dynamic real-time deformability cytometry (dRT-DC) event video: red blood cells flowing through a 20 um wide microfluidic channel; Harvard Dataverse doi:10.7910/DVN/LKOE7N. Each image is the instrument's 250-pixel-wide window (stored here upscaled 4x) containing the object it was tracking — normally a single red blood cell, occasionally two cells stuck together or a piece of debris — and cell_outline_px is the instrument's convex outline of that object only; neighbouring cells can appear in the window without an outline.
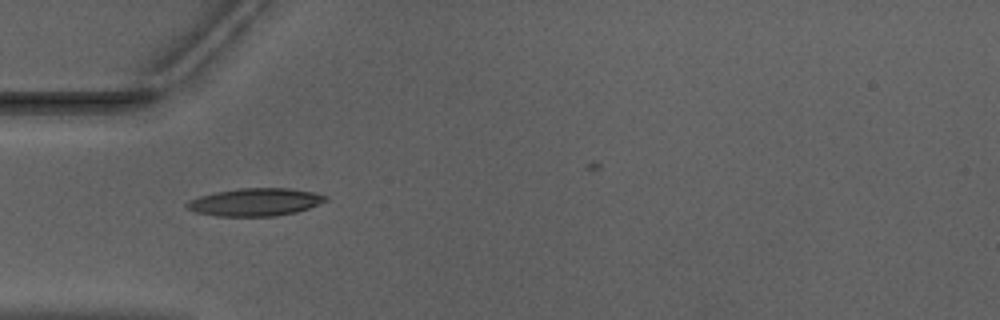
{"species": "Egyptian fruit bat (a non-hibernating species)", "species_latin": "Rousettus aegyptiacus", "temperature_condition": "warm", "stored_images_in_passage": 44, "camera_frame_rate_fps": 3000, "um_per_image_px": 0.085, "animal": {"sex": "male"}, "frame": {"image": 1, "passage_image": 15, "time_ms": 4.667, "image_size_px": [1000, 320], "cell_outline_px": [[328, 200], [308, 208], [296, 212], [272, 216], [216, 216], [196, 212], [184, 208], [184, 204], [188, 200], [200, 196], [216, 192], [240, 188], [288, 188], [312, 192], [328, 196]], "centroid_in_image_um": [21.65, 17.18], "position_along_channel_um": 63.3, "area_um2": 22.37}}
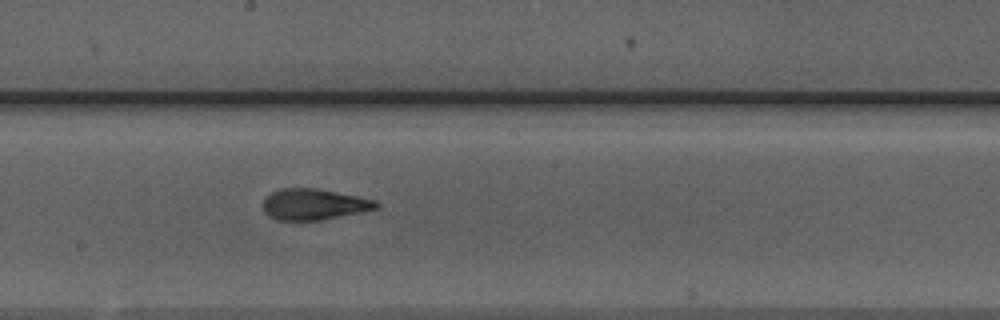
{"frame": {"image": 2, "passage_image": 27, "time_ms": 8.667, "image_size_px": [1000, 320], "cell_outline_px": [[380, 204], [376, 208], [360, 212], [320, 220], [276, 220], [268, 216], [264, 212], [264, 200], [272, 192], [280, 188], [316, 188], [376, 200]], "centroid_in_image_um": [26.66, 17.37], "position_along_channel_um": 221.5, "area_um2": 20.23}}
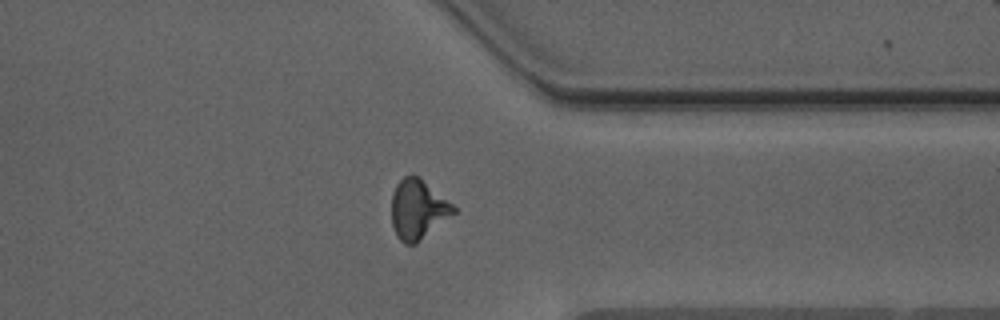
{"frame": {"image": 3, "passage_image": 39, "time_ms": 12.667, "image_size_px": [1000, 320], "cell_outline_px": [[456, 212], [416, 244], [404, 244], [396, 236], [392, 224], [392, 192], [396, 184], [404, 176], [412, 172], [420, 176], [452, 204], [456, 208]], "centroid_in_image_um": [35.5, 17.77], "position_along_channel_um": 375.9, "area_um2": 21.73}}